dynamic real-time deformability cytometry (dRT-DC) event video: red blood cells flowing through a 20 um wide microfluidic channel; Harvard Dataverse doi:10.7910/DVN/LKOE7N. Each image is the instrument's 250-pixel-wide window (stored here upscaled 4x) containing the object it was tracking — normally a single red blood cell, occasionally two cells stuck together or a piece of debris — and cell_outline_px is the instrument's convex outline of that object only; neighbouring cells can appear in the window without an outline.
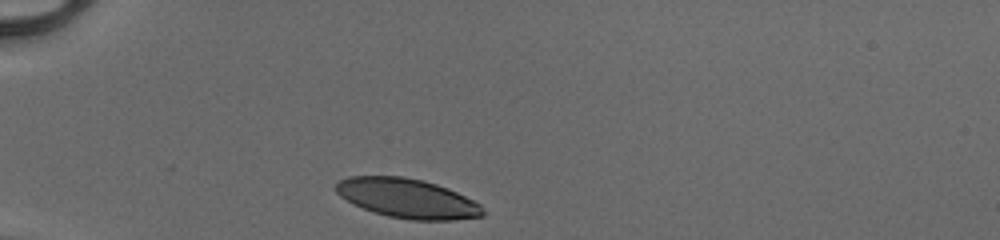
{"species": "human", "species_latin": "Homo sapiens", "temperature_condition": "cold", "stored_images_in_passage": 29, "camera_frame_rate_fps": 3000, "um_per_image_px": 0.085, "donor": {"sex": "male"}, "frame": {"image": 1, "passage_image": 1, "time_ms": 0.0, "image_size_px": [1000, 240], "cell_outline_px": [[484, 216], [456, 220], [412, 220], [388, 216], [364, 208], [340, 196], [336, 192], [336, 184], [340, 180], [348, 176], [404, 176], [424, 180], [448, 188], [480, 204], [484, 212]], "centroid_in_image_um": [34.65, 16.85], "position_along_channel_um": 50.4, "area_um2": 33.52}}
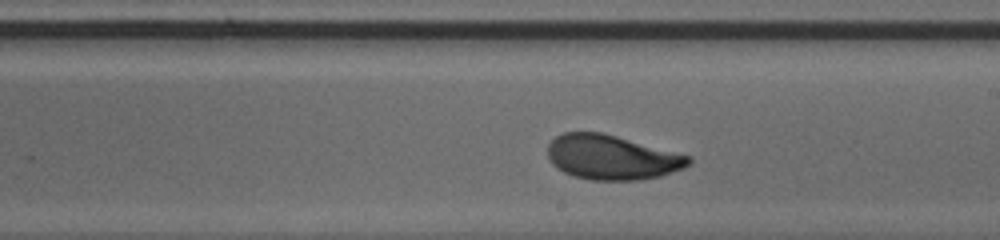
{"frame": {"image": 2, "passage_image": 17, "time_ms": 5.333, "image_size_px": [1000, 240], "cell_outline_px": [[692, 164], [684, 168], [660, 176], [640, 180], [588, 180], [564, 172], [552, 164], [548, 156], [548, 144], [556, 136], [564, 132], [600, 132], [616, 136], [688, 156], [692, 160]], "centroid_in_image_um": [51.98, 13.38], "position_along_channel_um": 237.0, "area_um2": 36.3}}
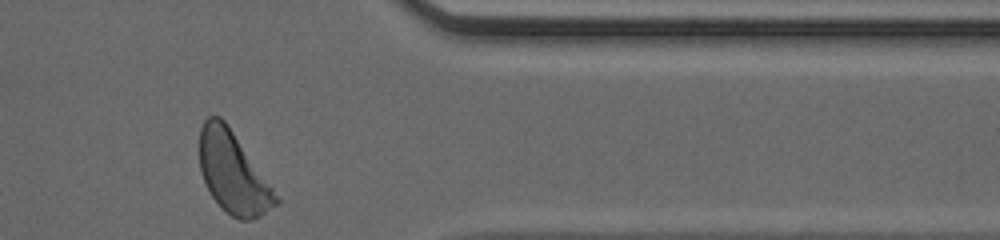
{"frame": {"image": 3, "passage_image": 29, "time_ms": 9.333, "image_size_px": [1000, 240], "cell_outline_px": [[280, 204], [260, 216], [248, 220], [240, 220], [232, 216], [212, 196], [200, 172], [200, 128], [204, 120], [208, 116], [220, 116], [228, 124], [272, 188], [280, 200]], "centroid_in_image_um": [19.8, 14.67], "position_along_channel_um": 391.6, "area_um2": 35.49}, "authors_computed_cell_mechanics": {"area_um2": 36.2984, "velocity_mm_per_s": 4.0998, "shape_relaxation_time_tau1_ms": 2.4565, "shape_relaxation_time_tau2_ms": 1.2134, "deformation_change_tau1": 0.1452, "deformation_change_tau2": 0.0649}}